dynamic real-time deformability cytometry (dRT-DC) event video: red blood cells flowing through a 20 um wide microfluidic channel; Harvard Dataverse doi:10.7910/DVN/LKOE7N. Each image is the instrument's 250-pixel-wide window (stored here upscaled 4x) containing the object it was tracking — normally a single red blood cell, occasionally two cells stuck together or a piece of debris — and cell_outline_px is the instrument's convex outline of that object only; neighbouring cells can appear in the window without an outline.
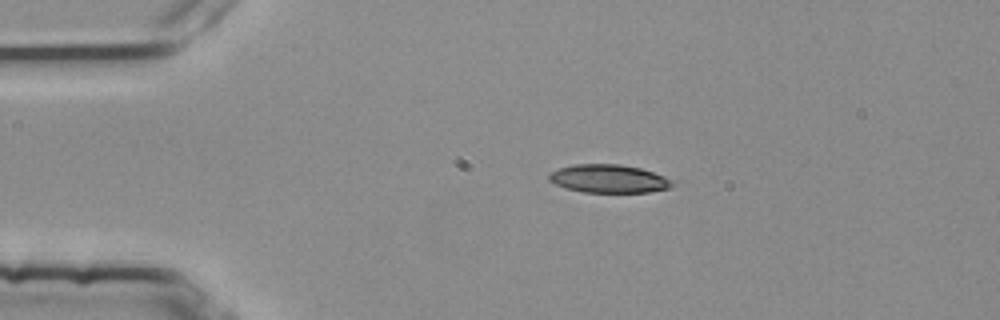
{"species": "common noctule bat (a hibernating species)", "species_latin": "Nyctalus noctula", "temperature_condition": "room temperature", "stored_images_in_passage": 2, "camera_frame_rate_fps": 3000, "um_per_image_px": 0.085, "animal": {"sex": "female", "body_mass_g": 25.1}, "frame": {"image": 1, "passage_image": 2, "time_ms": 0.333, "image_size_px": [1000, 320], "cell_outline_px": [[676, 184], [668, 188], [648, 192], [584, 192], [568, 188], [556, 184], [548, 180], [548, 176], [552, 172], [560, 168], [572, 164], [620, 164], [640, 168], [676, 180]], "centroid_in_image_um": [51.79, 15.18], "position_along_channel_um": 33.2, "area_um2": 20.23}}